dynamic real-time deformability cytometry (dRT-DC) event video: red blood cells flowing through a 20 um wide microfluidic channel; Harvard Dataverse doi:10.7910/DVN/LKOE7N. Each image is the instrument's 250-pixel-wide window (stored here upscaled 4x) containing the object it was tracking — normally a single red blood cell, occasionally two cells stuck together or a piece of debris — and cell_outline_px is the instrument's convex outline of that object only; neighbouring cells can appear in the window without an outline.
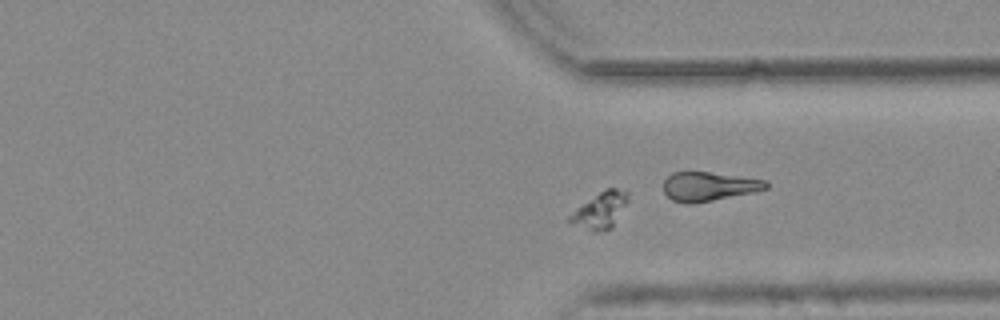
{"species": "common noctule bat (a hibernating species)", "species_latin": "Nyctalus noctula", "temperature_condition": "warm", "stored_images_in_passage": 34, "camera_frame_rate_fps": 3000, "um_per_image_px": 0.085, "animal": {"sex": "female", "body_mass_g": 25.1}, "frame": {"image": 1, "passage_image": 29, "time_ms": 9.333, "image_size_px": [1000, 320], "cell_outline_px": [[628, 196], [612, 228], [604, 232], [568, 224], [568, 216], [576, 208], [604, 188], [616, 188], [628, 192]], "centroid_in_image_um": [50.97, 17.87], "position_along_channel_um": 360.4, "area_um2": 12.02}}